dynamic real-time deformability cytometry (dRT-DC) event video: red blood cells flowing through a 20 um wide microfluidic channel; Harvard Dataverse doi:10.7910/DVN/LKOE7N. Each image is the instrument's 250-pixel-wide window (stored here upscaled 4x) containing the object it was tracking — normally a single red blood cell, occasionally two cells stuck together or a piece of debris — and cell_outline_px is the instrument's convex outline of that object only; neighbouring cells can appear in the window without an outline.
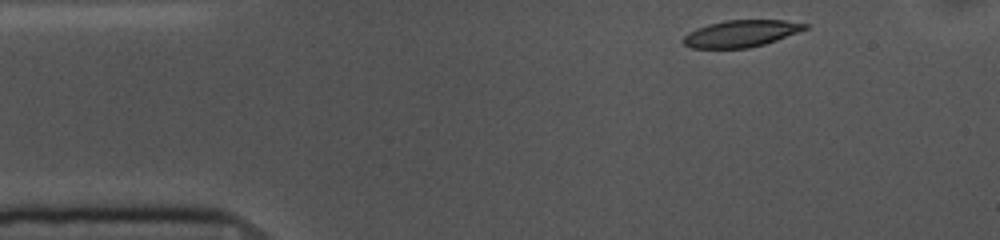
{"species": "common noctule bat (a hibernating species)", "species_latin": "Nyctalus noctula", "temperature_condition": "cold", "stored_images_in_passage": 48, "camera_frame_rate_fps": 3000, "um_per_image_px": 0.085, "animal": {"sex": "female", "body_mass_g": 10.0, "forearm_length_mm": 53.1}, "frame": {"image": 1, "passage_image": 1, "time_ms": 0.0, "image_size_px": [1000, 240], "cell_outline_px": [[808, 28], [776, 40], [764, 44], [748, 48], [692, 48], [684, 44], [680, 40], [688, 32], [696, 28], [708, 24], [728, 20], [784, 20], [808, 24]], "centroid_in_image_um": [62.95, 2.85], "position_along_channel_um": 22.1, "area_um2": 18.96}}
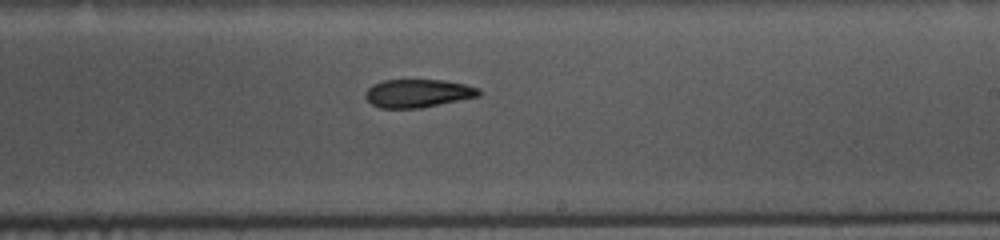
{"frame": {"image": 2, "passage_image": 25, "time_ms": 8.0, "image_size_px": [1000, 240], "cell_outline_px": [[480, 96], [420, 108], [380, 108], [372, 104], [364, 96], [364, 92], [372, 84], [384, 80], [444, 80], [464, 84], [480, 88]], "centroid_in_image_um": [35.5, 7.93], "position_along_channel_um": 253.5, "area_um2": 18.67}}
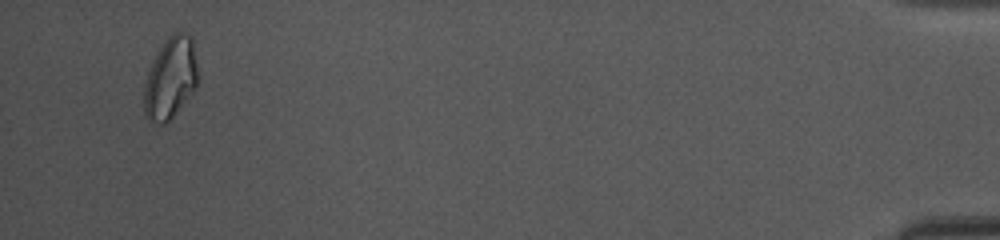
{"frame": {"image": 3, "passage_image": 46, "time_ms": 15.0, "image_size_px": [1000, 240], "cell_outline_px": [[200, 80], [196, 88], [168, 124], [160, 124], [148, 120], [144, 116], [144, 84], [152, 60], [156, 52], [168, 36], [172, 32], [184, 32], [192, 36]], "centroid_in_image_um": [14.51, 6.65], "position_along_channel_um": 420.7, "area_um2": 26.36}, "authors_computed_cell_mechanics": {"area_um2": 20.0566, "velocity_mm_per_s": 3.6052, "shape_relaxation_time_tau1_ms": 4.094, "shape_relaxation_time_tau2_ms": 10.8265, "deformation_change_tau1": 0.1341, "deformation_change_tau2": 0.1652}}